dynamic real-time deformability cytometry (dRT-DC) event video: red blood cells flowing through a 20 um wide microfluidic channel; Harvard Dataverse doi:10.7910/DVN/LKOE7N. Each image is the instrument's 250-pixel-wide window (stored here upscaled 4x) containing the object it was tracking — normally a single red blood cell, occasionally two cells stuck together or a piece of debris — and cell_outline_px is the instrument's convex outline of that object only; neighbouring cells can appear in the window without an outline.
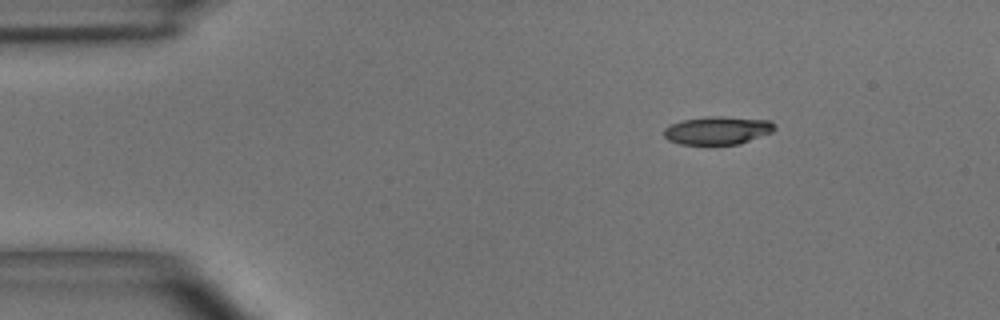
{"species": "common noctule bat (a hibernating species)", "species_latin": "Nyctalus noctula", "temperature_condition": "room temperature", "stored_images_in_passage": 45, "segment_of_instrument_passage": [1, 2], "camera_frame_rate_fps": 3000, "um_per_image_px": 0.085, "animal": {"sex": "male", "body_mass_g": 15.6}, "frame": {"image": 1, "passage_image": 1, "time_ms": 0.0, "image_size_px": [1000, 320], "cell_outline_px": [[776, 128], [772, 132], [740, 144], [680, 144], [668, 140], [664, 136], [664, 128], [672, 124], [684, 120], [708, 116], [720, 116], [772, 120], [776, 124]], "centroid_in_image_um": [61.04, 11.08], "position_along_channel_um": 24.0, "area_um2": 18.15}}
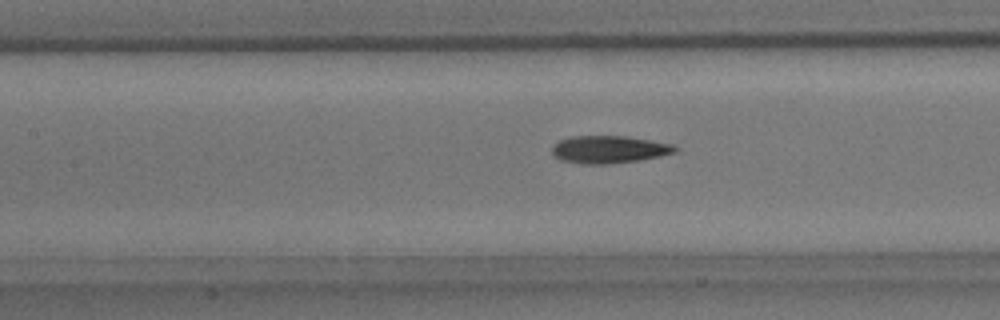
{"frame": {"image": 2, "passage_image": 16, "time_ms": 5.0, "image_size_px": [1000, 320], "cell_outline_px": [[680, 152], [640, 160], [608, 164], [580, 164], [560, 160], [552, 152], [552, 148], [560, 140], [572, 136], [624, 136], [652, 140], [672, 144]], "centroid_in_image_um": [51.8, 12.71], "position_along_channel_um": 155.6, "area_um2": 19.77}}
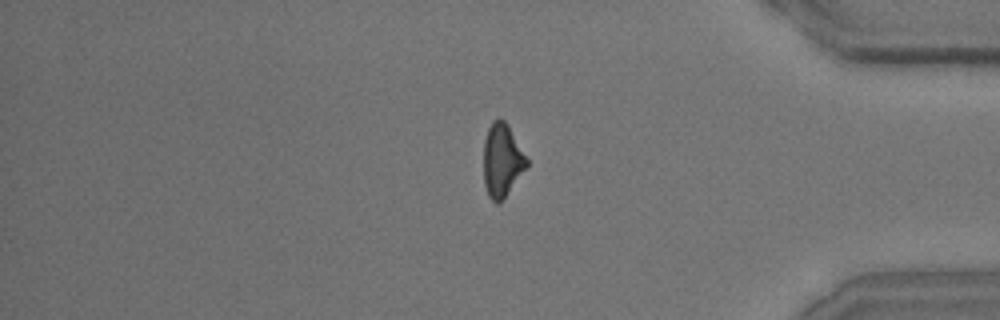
{"frame": {"image": 3, "passage_image": 36, "time_ms": 11.667, "image_size_px": [1000, 320], "cell_outline_px": [[528, 168], [500, 204], [496, 204], [488, 196], [484, 184], [484, 140], [488, 128], [492, 120], [500, 116], [508, 124], [528, 160]], "centroid_in_image_um": [42.68, 13.64], "position_along_channel_um": 392.5, "area_um2": 18.84}}